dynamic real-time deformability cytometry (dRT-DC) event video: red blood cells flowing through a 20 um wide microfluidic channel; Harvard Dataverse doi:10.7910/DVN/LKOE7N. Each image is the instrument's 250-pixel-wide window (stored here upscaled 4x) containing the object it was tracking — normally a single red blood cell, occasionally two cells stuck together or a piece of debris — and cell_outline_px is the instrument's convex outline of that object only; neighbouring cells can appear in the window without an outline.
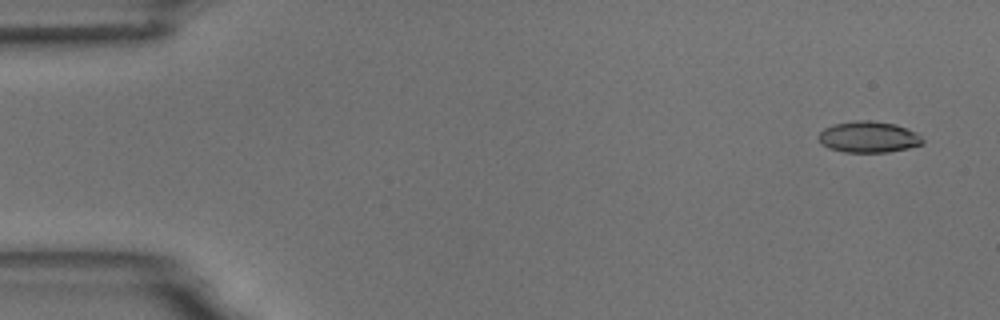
{"species": "common noctule bat (a hibernating species)", "species_latin": "Nyctalus noctula", "temperature_condition": "room temperature", "stored_images_in_passage": 6, "camera_frame_rate_fps": 3000, "um_per_image_px": 0.085, "animal": {"sex": "male", "body_mass_g": 18.8}, "frame": {"image": 1, "passage_image": 1, "time_ms": 0.0, "image_size_px": [1000, 320], "cell_outline_px": [[924, 144], [908, 148], [888, 152], [844, 152], [828, 148], [820, 144], [816, 136], [824, 128], [836, 124], [856, 120], [872, 120], [896, 124], [916, 132], [924, 140]], "centroid_in_image_um": [73.81, 11.64], "position_along_channel_um": 11.2, "area_um2": 19.13}}
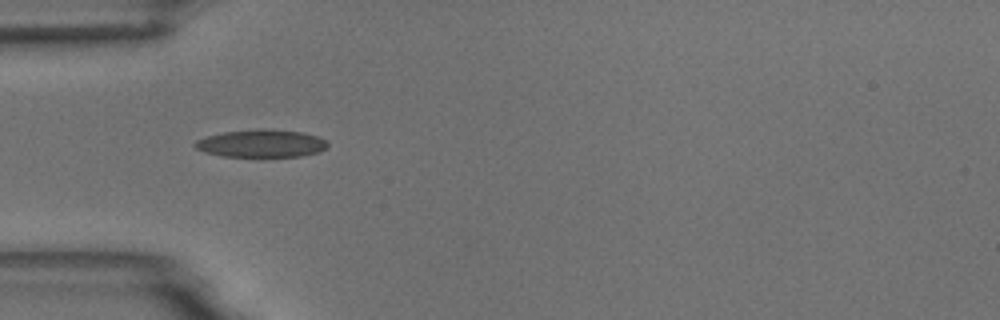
{"frame": {"image": 2, "passage_image": 5, "time_ms": 4.667, "image_size_px": [1000, 320], "cell_outline_px": [[328, 144], [324, 148], [316, 152], [300, 156], [260, 160], [220, 156], [204, 152], [196, 148], [192, 144], [196, 140], [208, 136], [224, 132], [256, 128], [264, 128], [304, 132], [316, 136], [324, 140]], "centroid_in_image_um": [22.16, 12.24], "position_along_channel_um": 62.8, "area_um2": 22.43}}